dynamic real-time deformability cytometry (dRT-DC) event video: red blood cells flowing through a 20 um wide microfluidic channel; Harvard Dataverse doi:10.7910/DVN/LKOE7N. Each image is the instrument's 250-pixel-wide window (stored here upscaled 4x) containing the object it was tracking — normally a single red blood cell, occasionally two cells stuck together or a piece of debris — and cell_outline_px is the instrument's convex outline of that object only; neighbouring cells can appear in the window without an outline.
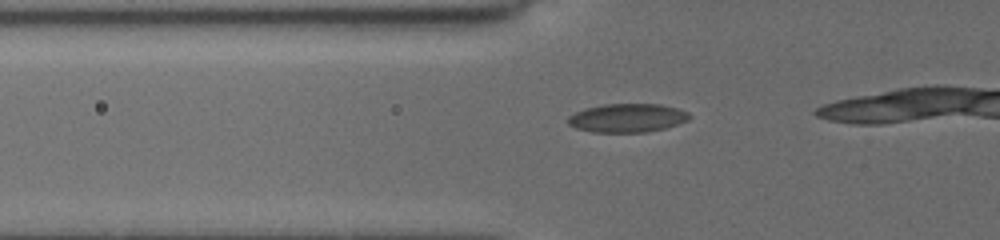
{"species": "common noctule bat (a hibernating species)", "species_latin": "Nyctalus noctula", "temperature_condition": "cold", "stored_images_in_passage": 11, "camera_frame_rate_fps": 3000, "um_per_image_px": 0.085, "animal": {"sex": "female", "body_mass_g": 19.5, "forearm_length_mm": 54.1}, "frame": {"image": 1, "passage_image": 5, "time_ms": 1.333, "image_size_px": [1000, 240], "cell_outline_px": [[692, 116], [688, 120], [664, 128], [648, 132], [592, 132], [576, 128], [568, 124], [568, 116], [584, 108], [604, 104], [660, 104], [676, 108], [688, 112]], "centroid_in_image_um": [53.31, 10.02], "position_along_channel_um": 72.5, "area_um2": 20.23}}
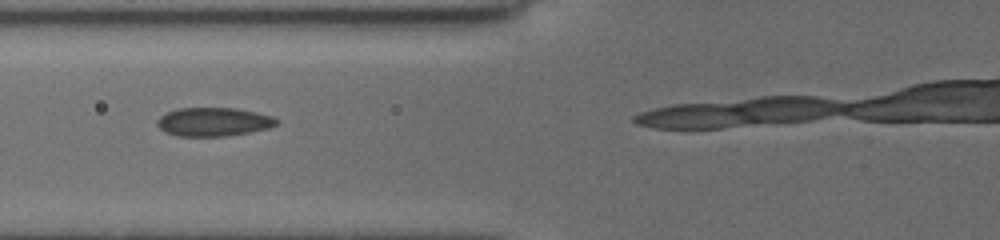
{"frame": {"image": 2, "passage_image": 8, "time_ms": 2.333, "image_size_px": [1000, 240], "cell_outline_px": [[280, 120], [276, 124], [268, 128], [252, 132], [228, 136], [176, 136], [160, 128], [156, 124], [156, 120], [160, 116], [176, 108], [236, 108], [256, 112], [272, 116]], "centroid_in_image_um": [18.16, 10.35], "position_along_channel_um": 107.6, "area_um2": 20.0}}